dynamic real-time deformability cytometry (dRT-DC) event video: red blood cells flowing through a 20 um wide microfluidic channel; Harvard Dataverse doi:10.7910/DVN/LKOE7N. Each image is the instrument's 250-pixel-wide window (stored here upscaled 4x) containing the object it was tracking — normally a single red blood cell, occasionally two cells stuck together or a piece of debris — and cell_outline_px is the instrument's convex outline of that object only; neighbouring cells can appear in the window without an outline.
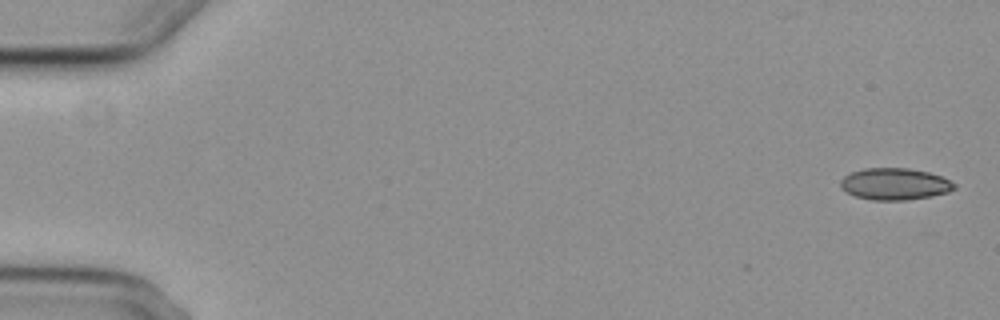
{"species": "common noctule bat (a hibernating species)", "species_latin": "Nyctalus noctula", "temperature_condition": "cold", "stored_images_in_passage": 6, "camera_frame_rate_fps": 3000, "um_per_image_px": 0.085, "animal": {"sex": "female", "body_mass_g": 29.2, "forearm_length_mm": 56.3}, "frame": {"image": 1, "passage_image": 1, "time_ms": 0.0, "image_size_px": [1000, 320], "cell_outline_px": [[956, 188], [948, 192], [932, 196], [904, 200], [872, 200], [856, 196], [840, 188], [840, 180], [844, 176], [852, 172], [864, 168], [908, 168], [928, 172], [940, 176], [956, 184]], "centroid_in_image_um": [76.04, 15.64], "position_along_channel_um": 9.0, "area_um2": 20.98}}
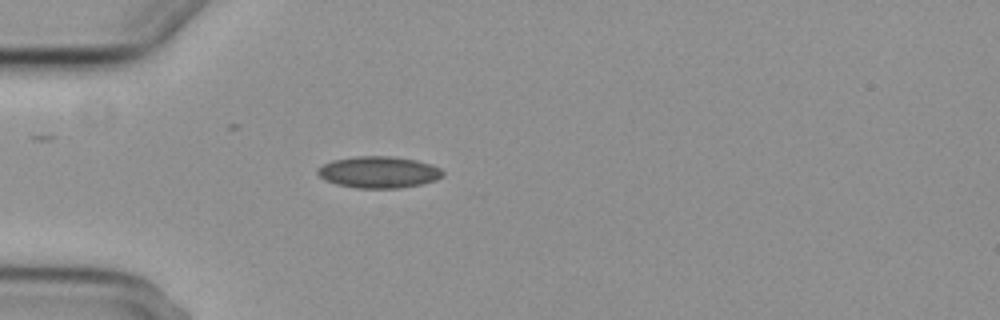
{"frame": {"image": 2, "passage_image": 4, "time_ms": 5.0, "image_size_px": [1000, 320], "cell_outline_px": [[444, 176], [436, 180], [420, 184], [400, 188], [356, 188], [336, 184], [324, 180], [316, 172], [324, 164], [332, 160], [356, 156], [392, 156], [416, 160], [432, 164], [440, 168], [444, 172]], "centroid_in_image_um": [32.21, 14.63], "position_along_channel_um": 52.8, "area_um2": 23.12}}
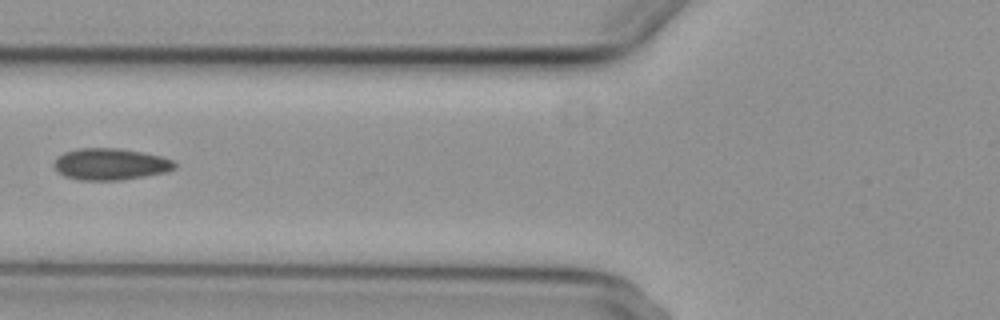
{"frame": {"image": 3, "passage_image": 6, "time_ms": 7.0, "image_size_px": [1000, 320], "cell_outline_px": [[176, 168], [168, 172], [120, 180], [80, 180], [64, 176], [52, 164], [64, 152], [80, 148], [120, 148], [160, 156], [172, 160], [176, 164]], "centroid_in_image_um": [9.4, 13.95], "position_along_channel_um": 116.4, "area_um2": 22.08}}